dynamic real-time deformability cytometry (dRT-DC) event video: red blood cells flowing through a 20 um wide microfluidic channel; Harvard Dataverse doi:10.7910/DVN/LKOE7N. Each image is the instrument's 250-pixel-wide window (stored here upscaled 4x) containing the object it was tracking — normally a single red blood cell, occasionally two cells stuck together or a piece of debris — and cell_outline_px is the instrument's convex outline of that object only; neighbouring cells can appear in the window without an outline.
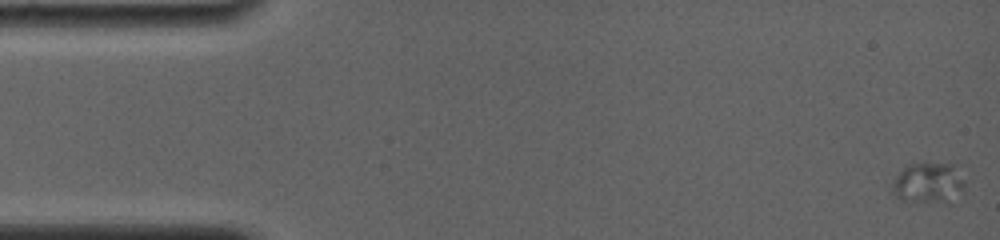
{"species": "common noctule bat (a hibernating species)", "species_latin": "Nyctalus noctula", "temperature_condition": "room temperature", "stored_images_in_passage": 8, "camera_frame_rate_fps": 4000, "um_per_image_px": 0.085, "animal": {"sex": "female", "body_mass_g": 19.0, "forearm_length_mm": 56.7}, "frame": {"image": 1, "passage_image": 1, "time_ms": 0.0, "image_size_px": [1000, 240], "cell_outline_px": [[964, 192], [948, 204], [944, 204], [900, 200], [888, 192], [892, 180], [904, 164], [920, 160], [928, 160], [952, 164], [964, 180]], "centroid_in_image_um": [78.84, 15.52], "position_along_channel_um": 6.2, "area_um2": 18.73}}
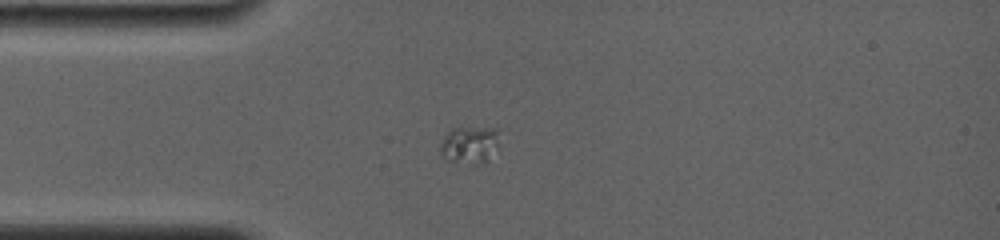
{"frame": {"image": 2, "passage_image": 6, "time_ms": 4.25, "image_size_px": [1000, 240], "cell_outline_px": [[500, 128], [496, 144], [488, 160], [448, 160], [440, 156], [440, 144], [444, 136], [452, 128]], "centroid_in_image_um": [39.87, 12.22], "position_along_channel_um": 45.1, "area_um2": 12.02}}
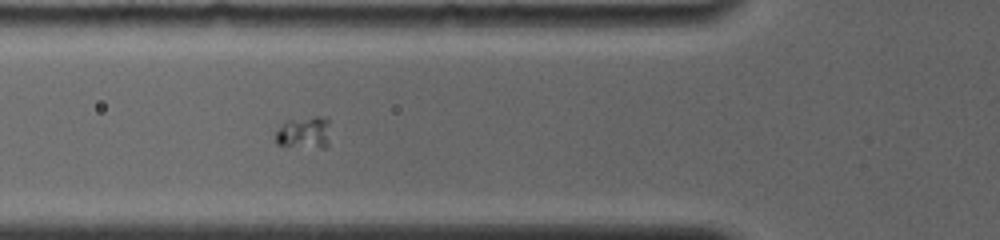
{"frame": {"image": 3, "passage_image": 8, "time_ms": 6.0, "image_size_px": [1000, 240], "cell_outline_px": [[328, 144], [324, 148], [320, 148], [276, 144], [276, 132], [284, 120], [316, 116], [328, 116]], "centroid_in_image_um": [25.85, 11.24], "position_along_channel_um": 99.9, "area_um2": 10.29}}